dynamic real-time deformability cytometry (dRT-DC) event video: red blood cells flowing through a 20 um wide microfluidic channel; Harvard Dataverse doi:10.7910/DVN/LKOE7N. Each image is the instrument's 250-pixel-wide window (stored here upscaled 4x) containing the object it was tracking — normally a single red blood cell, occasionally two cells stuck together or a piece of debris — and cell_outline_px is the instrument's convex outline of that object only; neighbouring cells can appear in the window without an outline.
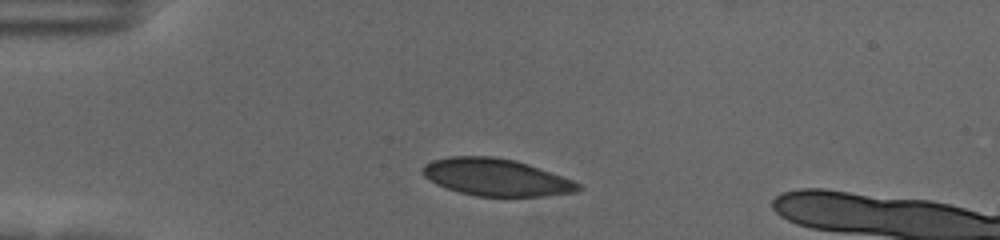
{"species": "human", "species_latin": "Homo sapiens", "temperature_condition": "cold", "stored_images_in_passage": 44, "segment_of_instrument_passage": [1, 2], "camera_frame_rate_fps": 3000, "um_per_image_px": 0.085, "donor": {"sex": "female"}, "frame": {"image": 1, "passage_image": 1, "time_ms": 0.0, "image_size_px": [1000, 240], "cell_outline_px": [[584, 188], [576, 192], [544, 196], [476, 196], [460, 192], [436, 184], [424, 176], [420, 172], [420, 168], [424, 164], [432, 160], [448, 156], [492, 156], [516, 160], [528, 164], [572, 180], [580, 184]], "centroid_in_image_um": [42.14, 15.06], "position_along_channel_um": 42.9, "area_um2": 33.76}}
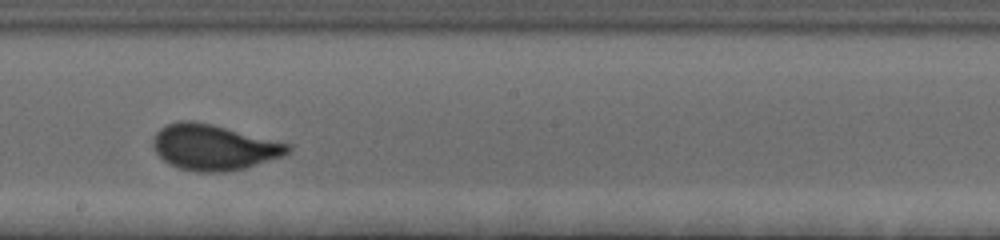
{"frame": {"image": 2, "passage_image": 19, "time_ms": 6.0, "image_size_px": [1000, 240], "cell_outline_px": [[292, 148], [288, 152], [280, 156], [244, 168], [224, 172], [196, 172], [180, 168], [168, 164], [156, 152], [152, 144], [152, 140], [156, 132], [160, 128], [168, 124], [180, 120], [192, 120], [212, 124], [292, 144]], "centroid_in_image_um": [18.14, 12.51], "position_along_channel_um": 230.1, "area_um2": 35.72}}
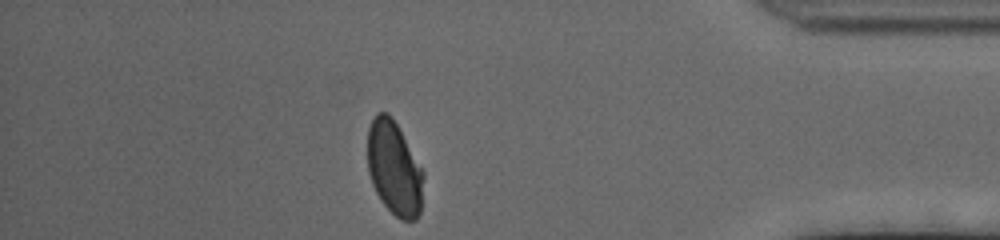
{"frame": {"image": 3, "passage_image": 36, "time_ms": 11.667, "image_size_px": [1000, 240], "cell_outline_px": [[424, 176], [420, 212], [416, 220], [400, 220], [380, 200], [372, 184], [368, 172], [368, 128], [376, 112], [388, 112], [392, 116], [424, 172]], "centroid_in_image_um": [33.51, 14.3], "position_along_channel_um": 401.7, "area_um2": 30.63}}